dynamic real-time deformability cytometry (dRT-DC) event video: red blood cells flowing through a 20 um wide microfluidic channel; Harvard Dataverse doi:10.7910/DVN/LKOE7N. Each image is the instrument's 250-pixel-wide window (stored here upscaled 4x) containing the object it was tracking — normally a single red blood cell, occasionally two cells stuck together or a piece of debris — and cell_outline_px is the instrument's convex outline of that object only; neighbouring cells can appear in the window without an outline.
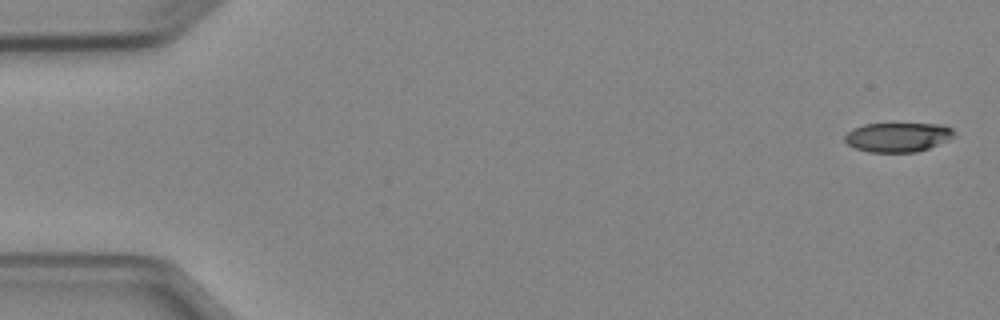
{"species": "Egyptian fruit bat (a non-hibernating species)", "species_latin": "Rousettus aegyptiacus", "temperature_condition": "cold", "stored_images_in_passage": 5, "camera_frame_rate_fps": 3000, "um_per_image_px": 0.085, "animal": {"sex": "female"}, "frame": {"image": 1, "passage_image": 1, "time_ms": 0.0, "image_size_px": [1000, 320], "cell_outline_px": [[952, 136], [948, 140], [928, 148], [916, 152], [868, 152], [856, 148], [848, 144], [844, 140], [844, 136], [852, 128], [864, 124], [944, 124], [952, 128]], "centroid_in_image_um": [76.28, 11.65], "position_along_channel_um": 8.7, "area_um2": 18.55}}
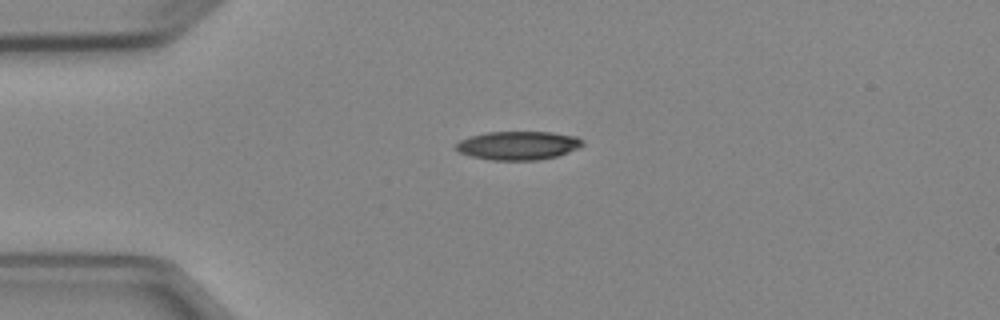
{"frame": {"image": 2, "passage_image": 4, "time_ms": 3.667, "image_size_px": [1000, 320], "cell_outline_px": [[584, 144], [580, 148], [556, 156], [536, 160], [492, 160], [472, 156], [460, 152], [456, 148], [456, 144], [460, 140], [472, 136], [488, 132], [552, 132], [576, 136], [584, 140]], "centroid_in_image_um": [44.09, 12.36], "position_along_channel_um": 40.9, "area_um2": 20.98}}